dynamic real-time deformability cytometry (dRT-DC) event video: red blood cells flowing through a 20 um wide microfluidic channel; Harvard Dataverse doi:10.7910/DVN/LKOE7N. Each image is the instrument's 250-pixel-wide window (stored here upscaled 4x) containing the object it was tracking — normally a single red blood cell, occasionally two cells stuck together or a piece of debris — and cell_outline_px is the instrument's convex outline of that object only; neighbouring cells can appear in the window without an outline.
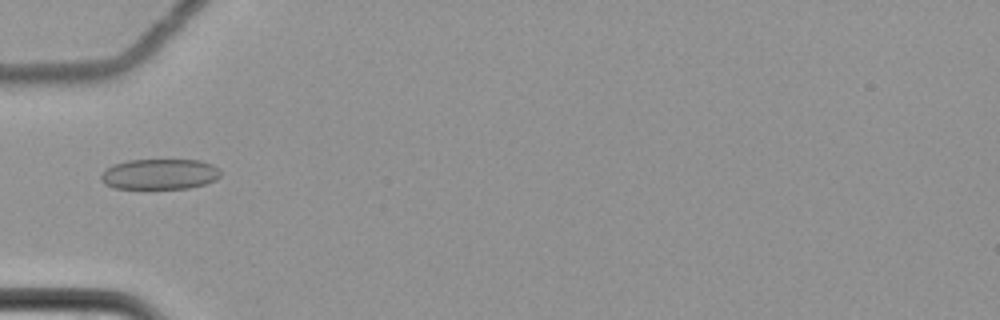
{"species": "common noctule bat (a hibernating species)", "species_latin": "Nyctalus noctula", "temperature_condition": "cold", "stored_images_in_passage": 5, "camera_frame_rate_fps": 3000, "um_per_image_px": 0.085, "animal": {"sex": "female", "body_mass_g": 22.7, "forearm_length_mm": 54.2}, "frame": {"image": 1, "passage_image": 5, "time_ms": 1.333, "image_size_px": [1000, 320], "cell_outline_px": [[220, 176], [216, 180], [204, 184], [188, 188], [116, 188], [104, 184], [100, 180], [100, 176], [112, 164], [128, 160], [200, 160], [212, 164], [220, 168]], "centroid_in_image_um": [13.59, 14.79], "position_along_channel_um": 71.4, "area_um2": 21.27}}